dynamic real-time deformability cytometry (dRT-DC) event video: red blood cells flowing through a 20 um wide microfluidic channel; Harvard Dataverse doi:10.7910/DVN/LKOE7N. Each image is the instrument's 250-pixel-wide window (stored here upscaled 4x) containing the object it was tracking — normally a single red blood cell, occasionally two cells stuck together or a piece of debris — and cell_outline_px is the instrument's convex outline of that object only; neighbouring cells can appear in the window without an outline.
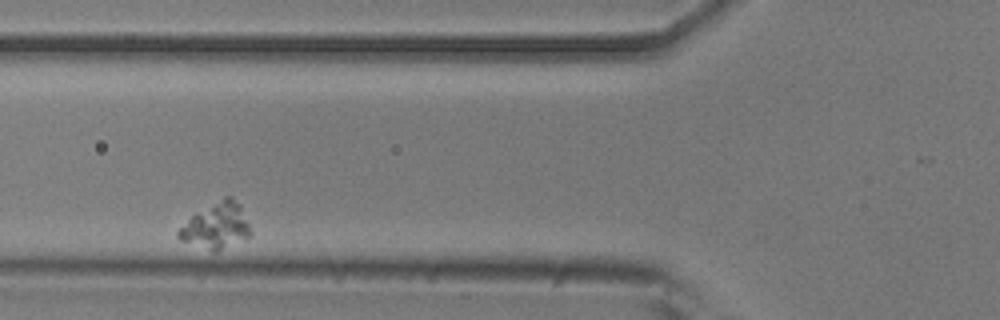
{"species": "common noctule bat (a hibernating species)", "species_latin": "Nyctalus noctula", "temperature_condition": "room temperature", "stored_images_in_passage": 48, "camera_frame_rate_fps": 3000, "um_per_image_px": 0.085, "animal": {"sex": "male", "body_mass_g": 20.5, "forearm_length_mm": 52.5}, "frame": {"image": 1, "passage_image": 21, "time_ms": 6.667, "image_size_px": [1000, 320], "cell_outline_px": [[252, 232], [248, 236], [216, 252], [212, 252], [180, 240], [176, 236], [176, 232], [192, 216], [224, 196], [232, 196], [240, 204]], "centroid_in_image_um": [18.38, 19.2], "position_along_channel_um": 107.4, "area_um2": 18.9}}
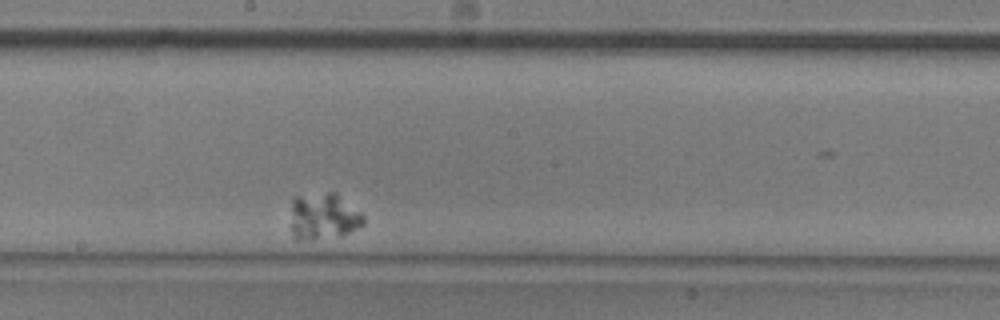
{"frame": {"image": 2, "passage_image": 32, "time_ms": 10.333, "image_size_px": [1000, 320], "cell_outline_px": [[364, 224], [340, 236], [312, 240], [296, 240], [292, 232], [292, 196], [328, 192], [336, 192], [360, 212], [364, 216]], "centroid_in_image_um": [27.48, 18.39], "position_along_channel_um": 220.7, "area_um2": 19.83}}
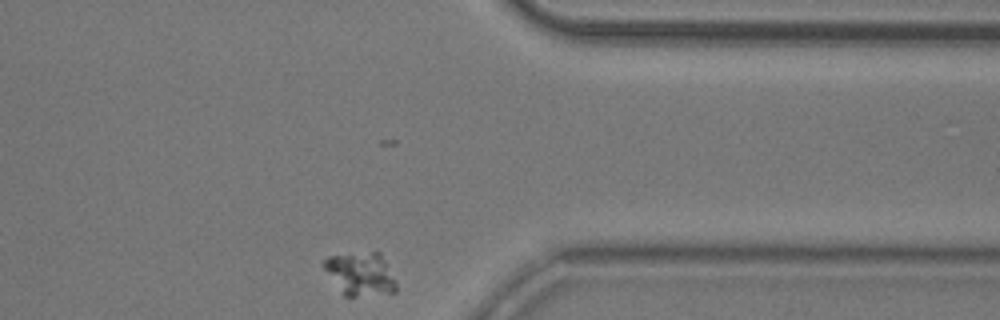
{"frame": {"image": 3, "passage_image": 48, "time_ms": 15.667, "image_size_px": [1000, 320], "cell_outline_px": [[396, 292], [356, 296], [344, 296], [320, 264], [328, 256], [372, 252], [380, 252], [396, 280]], "centroid_in_image_um": [30.63, 23.28], "position_along_channel_um": 380.8, "area_um2": 18.09}}